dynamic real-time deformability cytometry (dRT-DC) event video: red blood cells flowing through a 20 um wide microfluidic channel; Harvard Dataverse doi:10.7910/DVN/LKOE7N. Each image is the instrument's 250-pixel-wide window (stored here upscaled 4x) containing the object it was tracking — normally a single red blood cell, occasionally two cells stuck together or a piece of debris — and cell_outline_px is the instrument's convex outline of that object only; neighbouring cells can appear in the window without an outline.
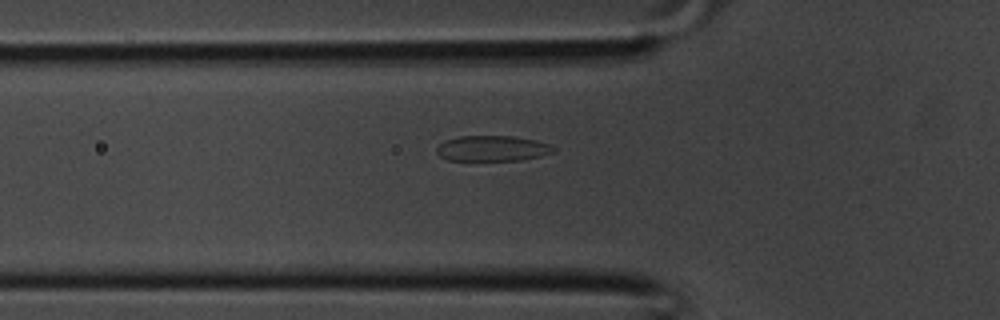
{"species": "common noctule bat (a hibernating species)", "species_latin": "Nyctalus noctula", "temperature_condition": "room temperature", "stored_images_in_passage": 27, "camera_frame_rate_fps": 3000, "um_per_image_px": 0.085, "animal": {"sex": "male", "body_mass_g": 20.1, "forearm_length_mm": 53.5}, "frame": {"image": 1, "passage_image": 4, "time_ms": 1.0, "image_size_px": [1000, 320], "cell_outline_px": [[556, 152], [540, 156], [520, 160], [448, 160], [440, 156], [436, 152], [436, 148], [444, 140], [460, 136], [512, 136], [536, 140], [548, 144], [556, 148]], "centroid_in_image_um": [41.86, 12.61], "position_along_channel_um": 83.9, "area_um2": 17.4}}
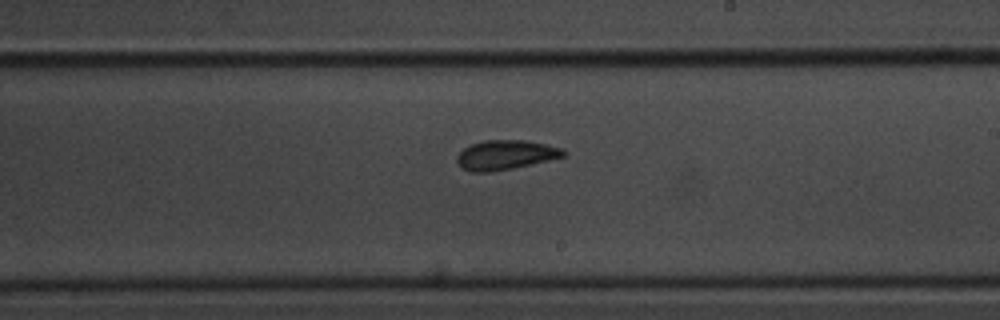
{"frame": {"image": 2, "passage_image": 13, "time_ms": 4.0, "image_size_px": [1000, 320], "cell_outline_px": [[568, 152], [564, 156], [548, 160], [512, 168], [492, 172], [468, 172], [460, 168], [456, 160], [456, 156], [464, 148], [472, 144], [484, 140], [524, 140], [564, 148]], "centroid_in_image_um": [42.94, 13.17], "position_along_channel_um": 246.1, "area_um2": 18.38}}
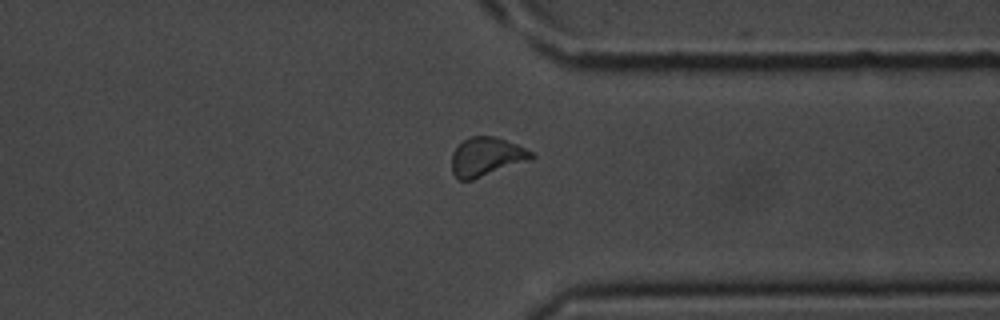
{"frame": {"image": 3, "passage_image": 20, "time_ms": 6.333, "image_size_px": [1000, 320], "cell_outline_px": [[536, 156], [532, 160], [472, 180], [456, 180], [452, 172], [452, 152], [464, 140], [472, 136], [496, 136], [516, 144], [532, 152]], "centroid_in_image_um": [41.35, 13.34], "position_along_channel_um": 370.0, "area_um2": 18.15}}